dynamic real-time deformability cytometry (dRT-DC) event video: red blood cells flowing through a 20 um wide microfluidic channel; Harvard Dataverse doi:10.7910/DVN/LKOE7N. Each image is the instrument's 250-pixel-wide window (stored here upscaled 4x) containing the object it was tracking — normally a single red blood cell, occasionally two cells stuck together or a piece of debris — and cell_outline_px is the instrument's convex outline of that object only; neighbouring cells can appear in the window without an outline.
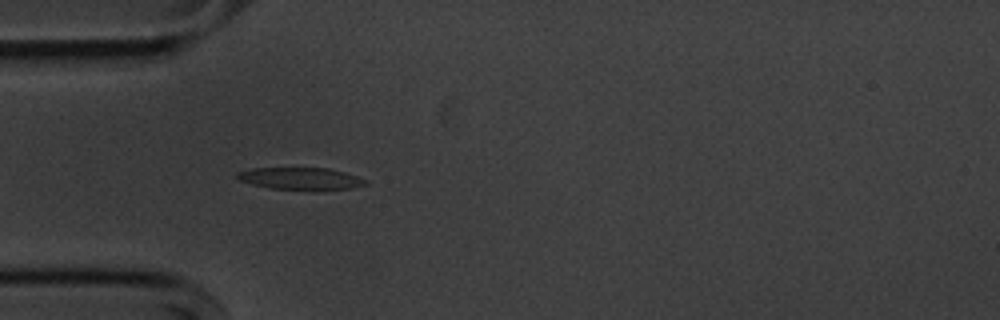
{"species": "common noctule bat (a hibernating species)", "species_latin": "Nyctalus noctula", "temperature_condition": "cold", "stored_images_in_passage": 54, "camera_frame_rate_fps": 3000, "um_per_image_px": 0.085, "animal": {"sex": "male", "body_mass_g": 20.1, "forearm_length_mm": 53.5}, "frame": {"image": 1, "passage_image": 15, "time_ms": 4.667, "image_size_px": [1000, 320], "cell_outline_px": [[368, 184], [352, 188], [272, 188], [252, 184], [240, 180], [236, 176], [236, 172], [252, 168], [328, 168], [344, 172], [368, 180]], "centroid_in_image_um": [25.53, 15.14], "position_along_channel_um": 59.5, "area_um2": 15.9}}
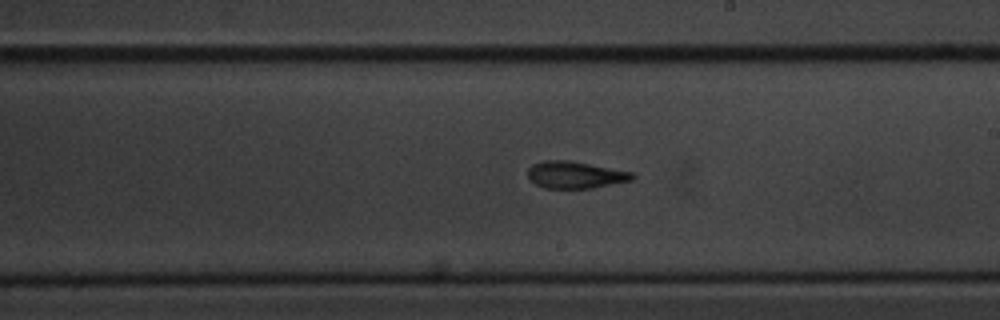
{"frame": {"image": 2, "passage_image": 30, "time_ms": 9.667, "image_size_px": [1000, 320], "cell_outline_px": [[636, 176], [632, 180], [592, 188], [544, 188], [528, 180], [528, 168], [532, 164], [544, 160], [568, 160], [632, 172]], "centroid_in_image_um": [48.86, 14.86], "position_along_channel_um": 240.1, "area_um2": 16.42}}
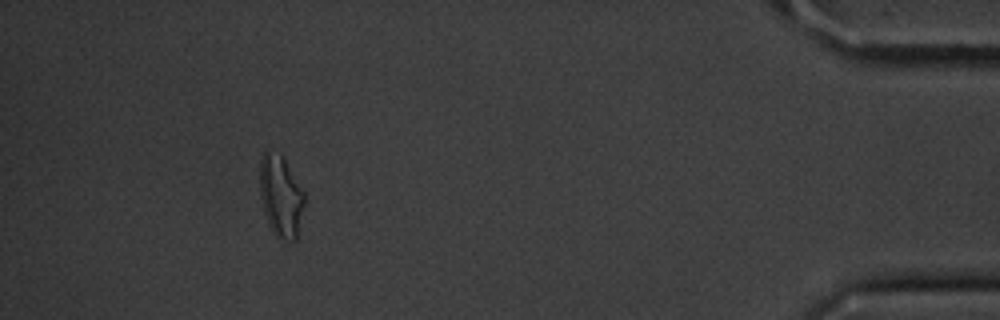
{"frame": {"image": 3, "passage_image": 49, "time_ms": 16.0, "image_size_px": [1000, 320], "cell_outline_px": [[304, 204], [296, 240], [280, 240], [272, 232], [268, 224], [264, 212], [260, 196], [260, 160], [264, 152], [280, 152], [304, 192]], "centroid_in_image_um": [23.85, 16.69], "position_along_channel_um": 411.3, "area_um2": 21.1}, "authors_computed_cell_mechanics": {"area_um2": 17.0221, "velocity_mm_per_s": 3.6493, "shape_relaxation_time_tau1_ms": 5.1107, "shape_relaxation_time_tau2_ms": 2.4577, "deformation_change_tau1": 0.1466, "deformation_change_tau2": 0.1115}}